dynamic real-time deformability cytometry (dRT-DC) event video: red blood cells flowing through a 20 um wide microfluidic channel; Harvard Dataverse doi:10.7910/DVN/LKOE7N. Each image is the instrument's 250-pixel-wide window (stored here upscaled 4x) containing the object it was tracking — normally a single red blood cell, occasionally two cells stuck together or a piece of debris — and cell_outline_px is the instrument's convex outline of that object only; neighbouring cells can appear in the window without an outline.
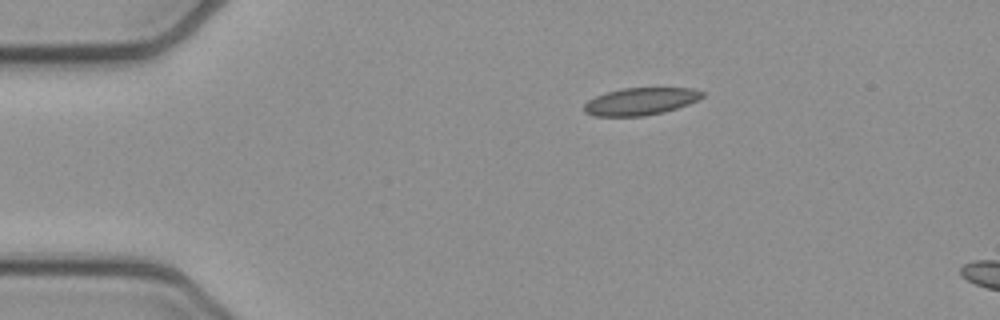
{"species": "common noctule bat (a hibernating species)", "species_latin": "Nyctalus noctula", "temperature_condition": "cold", "stored_images_in_passage": 5, "camera_frame_rate_fps": 3000, "um_per_image_px": 0.085, "animal": {"sex": "female", "body_mass_g": 21.9}, "frame": {"image": 1, "passage_image": 1, "time_ms": 0.0, "image_size_px": [1000, 320], "cell_outline_px": [[704, 96], [688, 104], [664, 112], [644, 116], [592, 116], [584, 112], [584, 104], [588, 100], [596, 96], [620, 88], [692, 88], [704, 92]], "centroid_in_image_um": [54.42, 8.62], "position_along_channel_um": 30.6, "area_um2": 18.79}}